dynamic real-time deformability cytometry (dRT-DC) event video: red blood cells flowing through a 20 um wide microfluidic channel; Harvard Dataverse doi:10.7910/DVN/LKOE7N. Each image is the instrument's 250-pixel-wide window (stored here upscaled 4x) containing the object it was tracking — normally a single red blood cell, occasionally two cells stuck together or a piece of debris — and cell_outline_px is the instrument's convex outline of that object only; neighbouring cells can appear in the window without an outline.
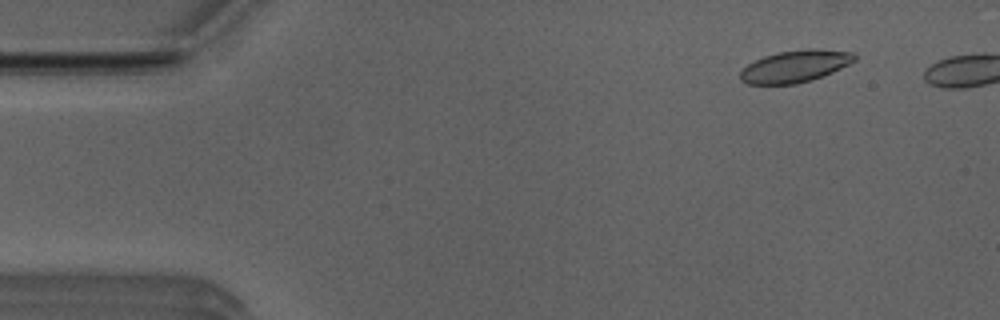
{"species": "Egyptian fruit bat (a non-hibernating species)", "species_latin": "Rousettus aegyptiacus", "temperature_condition": "room temperature", "stored_images_in_passage": 7, "camera_frame_rate_fps": 3000, "um_per_image_px": 0.085, "animal": {"sex": "male"}, "frame": {"image": 1, "passage_image": 5, "time_ms": 1.333, "image_size_px": [1000, 320], "cell_outline_px": [[856, 60], [832, 72], [812, 80], [796, 84], [748, 84], [740, 80], [740, 72], [748, 64], [764, 56], [780, 52], [808, 48], [816, 48], [852, 52], [856, 56]], "centroid_in_image_um": [67.59, 5.63], "position_along_channel_um": 17.4, "area_um2": 21.21}}